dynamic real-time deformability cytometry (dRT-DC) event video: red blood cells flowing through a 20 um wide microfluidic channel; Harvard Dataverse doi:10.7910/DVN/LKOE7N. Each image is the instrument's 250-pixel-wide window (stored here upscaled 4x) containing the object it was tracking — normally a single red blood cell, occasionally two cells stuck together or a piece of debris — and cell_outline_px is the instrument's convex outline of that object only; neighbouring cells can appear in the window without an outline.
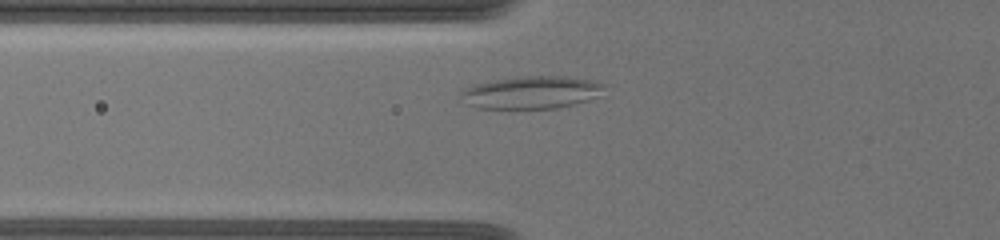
{"species": "common noctule bat (a hibernating species)", "species_latin": "Nyctalus noctula", "temperature_condition": "warm", "stored_images_in_passage": 4, "camera_frame_rate_fps": 3000, "um_per_image_px": 0.085, "animal": {"sex": "female", "body_mass_g": 19.5, "forearm_length_mm": 54.1}, "frame": {"image": 1, "passage_image": 4, "time_ms": 3.667, "image_size_px": [1000, 240], "cell_outline_px": [[608, 84], [600, 96], [588, 100], [556, 108], [512, 112], [480, 108], [468, 104], [460, 96], [460, 92], [476, 84], [496, 80], [520, 76], [564, 76], [592, 80]], "centroid_in_image_um": [45.2, 7.9], "position_along_channel_um": 80.6, "area_um2": 28.15}}